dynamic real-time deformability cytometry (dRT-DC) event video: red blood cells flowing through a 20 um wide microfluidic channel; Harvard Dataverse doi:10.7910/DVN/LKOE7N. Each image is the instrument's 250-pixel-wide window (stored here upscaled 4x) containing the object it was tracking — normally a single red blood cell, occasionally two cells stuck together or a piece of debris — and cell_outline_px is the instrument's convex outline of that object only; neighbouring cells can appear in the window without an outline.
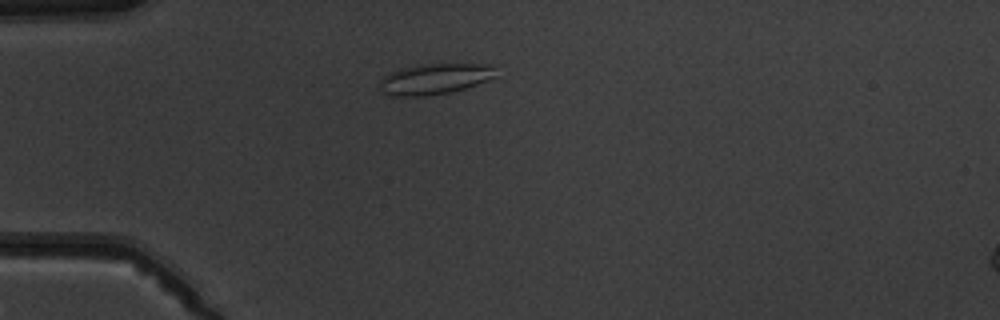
{"species": "common noctule bat (a hibernating species)", "species_latin": "Nyctalus noctula", "temperature_condition": "warm", "stored_images_in_passage": 6, "camera_frame_rate_fps": 3000, "um_per_image_px": 0.085, "animal": {"sex": "male", "body_mass_g": 19.5, "forearm_length_mm": 54.6}, "frame": {"image": 1, "passage_image": 3, "time_ms": 2.333, "image_size_px": [1000, 320], "cell_outline_px": [[500, 76], [452, 92], [428, 96], [388, 96], [376, 84], [384, 76], [392, 72], [404, 68], [420, 64], [500, 64]], "centroid_in_image_um": [37.07, 6.7], "position_along_channel_um": 47.9, "area_um2": 21.39}}
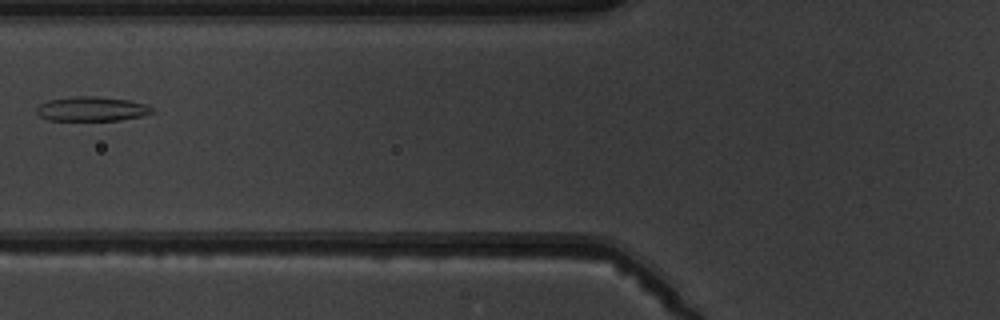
{"frame": {"image": 2, "passage_image": 5, "time_ms": 4.667, "image_size_px": [1000, 320], "cell_outline_px": [[156, 112], [144, 116], [120, 120], [48, 120], [40, 116], [36, 112], [36, 108], [40, 104], [48, 100], [72, 96], [92, 96], [128, 100], [148, 104]], "centroid_in_image_um": [7.83, 9.26], "position_along_channel_um": 118.0, "area_um2": 16.59}}
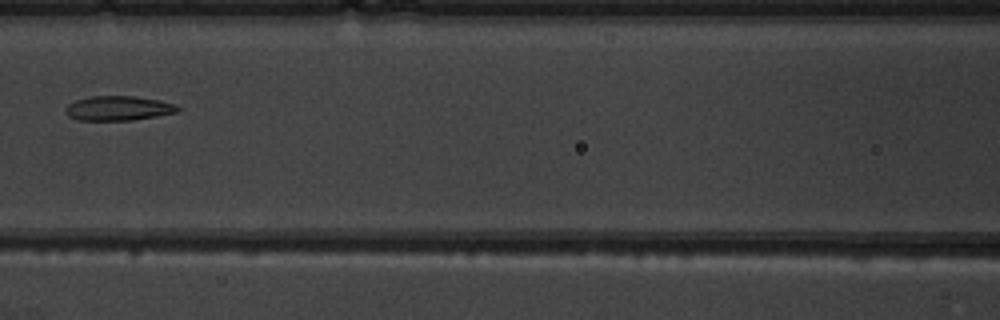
{"frame": {"image": 3, "passage_image": 6, "time_ms": 5.667, "image_size_px": [1000, 320], "cell_outline_px": [[180, 108], [176, 112], [156, 116], [132, 120], [76, 120], [68, 116], [64, 112], [68, 104], [76, 100], [88, 96], [136, 96], [160, 100], [172, 104]], "centroid_in_image_um": [10.0, 9.2], "position_along_channel_um": 156.6, "area_um2": 16.01}}